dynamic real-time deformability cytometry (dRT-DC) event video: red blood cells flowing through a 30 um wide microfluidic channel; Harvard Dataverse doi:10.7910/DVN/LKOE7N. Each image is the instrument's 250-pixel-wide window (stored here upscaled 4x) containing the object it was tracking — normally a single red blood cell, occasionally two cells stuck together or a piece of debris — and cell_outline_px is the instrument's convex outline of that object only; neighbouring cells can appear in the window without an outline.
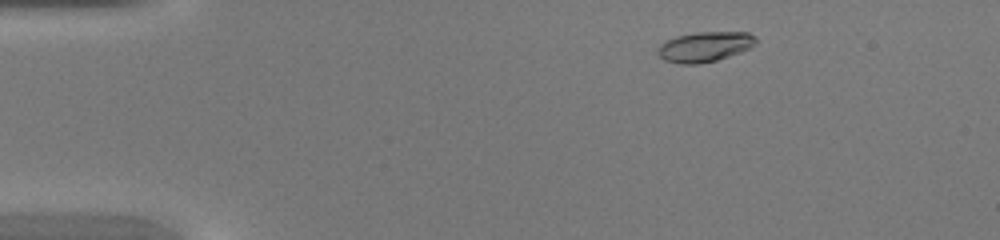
{"species": "common noctule bat (a hibernating species)", "species_latin": "Nyctalus noctula", "temperature_condition": "warm", "stored_images_in_passage": 43, "camera_frame_rate_fps": 3000, "um_per_image_px": 0.085, "animal": {"sex": "female", "body_mass_g": 20.0, "forearm_length_mm": 54.0}, "frame": {"image": 1, "passage_image": 5, "time_ms": 1.333, "image_size_px": [1000, 240], "cell_outline_px": [[756, 44], [752, 48], [716, 60], [696, 64], [680, 64], [664, 60], [656, 52], [656, 48], [660, 44], [676, 36], [696, 32], [748, 32], [756, 36]], "centroid_in_image_um": [59.91, 3.97], "position_along_channel_um": 25.1, "area_um2": 17.28}}
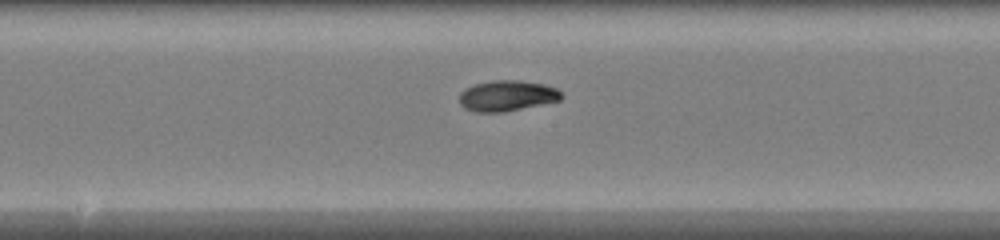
{"frame": {"image": 2, "passage_image": 22, "time_ms": 7.0, "image_size_px": [1000, 240], "cell_outline_px": [[564, 96], [560, 100], [504, 112], [476, 112], [464, 108], [460, 104], [460, 92], [464, 88], [472, 84], [492, 80], [520, 80], [544, 84], [556, 88]], "centroid_in_image_um": [43.07, 8.13], "position_along_channel_um": 205.1, "area_um2": 18.38}}
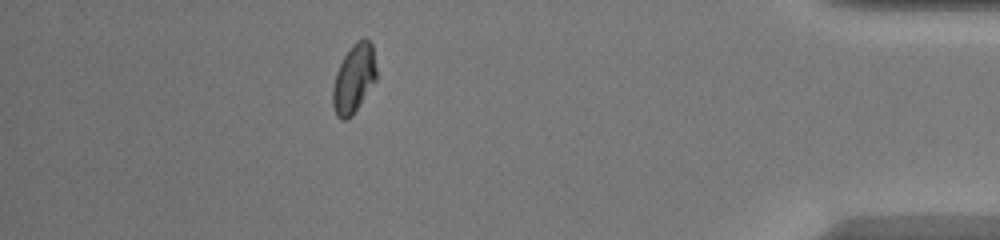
{"frame": {"image": 3, "passage_image": 38, "time_ms": 12.333, "image_size_px": [1000, 240], "cell_outline_px": [[376, 80], [352, 116], [344, 120], [340, 120], [336, 116], [332, 104], [332, 88], [336, 72], [344, 56], [352, 44], [356, 40], [364, 36], [372, 44], [376, 68]], "centroid_in_image_um": [30.07, 6.68], "position_along_channel_um": 405.1, "area_um2": 17.63}}